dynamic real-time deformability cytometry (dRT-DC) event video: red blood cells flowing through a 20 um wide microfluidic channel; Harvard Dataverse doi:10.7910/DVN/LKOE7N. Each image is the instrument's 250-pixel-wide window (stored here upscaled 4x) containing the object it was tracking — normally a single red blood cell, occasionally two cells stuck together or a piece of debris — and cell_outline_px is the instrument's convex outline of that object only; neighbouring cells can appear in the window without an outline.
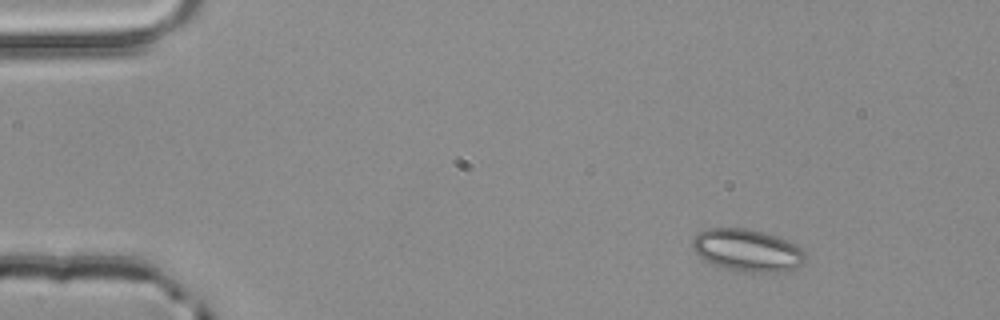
{"species": "common noctule bat (a hibernating species)", "species_latin": "Nyctalus noctula", "temperature_condition": "room temperature", "stored_images_in_passage": 3, "camera_frame_rate_fps": 3000, "um_per_image_px": 0.085, "animal": {"sex": "male", "body_mass_g": 20.4}, "frame": {"image": 1, "passage_image": 1, "time_ms": 0.0, "image_size_px": [1000, 320], "cell_outline_px": [[804, 264], [796, 268], [776, 272], [764, 272], [724, 268], [704, 260], [692, 248], [692, 240], [704, 228], [744, 228], [764, 232], [776, 236], [800, 248], [804, 252]], "centroid_in_image_um": [63.5, 21.26], "position_along_channel_um": 21.5, "area_um2": 27.28}}
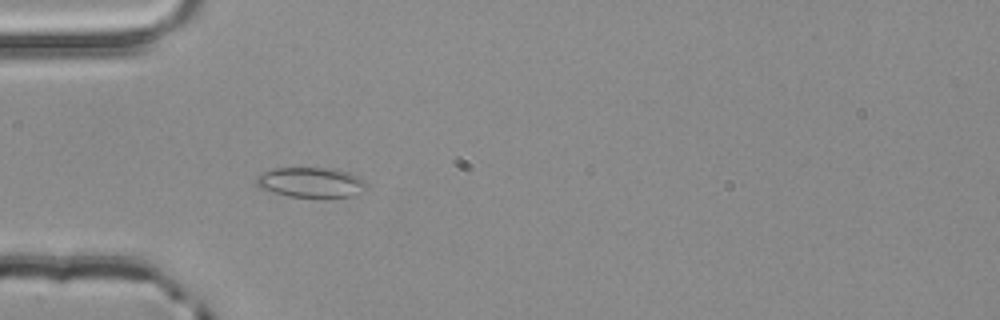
{"frame": {"image": 2, "passage_image": 3, "time_ms": 0.667, "image_size_px": [1000, 320], "cell_outline_px": [[368, 188], [352, 196], [288, 196], [272, 192], [260, 188], [256, 184], [256, 176], [272, 168], [324, 168], [348, 172], [364, 180], [368, 184]], "centroid_in_image_um": [26.41, 15.49], "position_along_channel_um": 58.6, "area_um2": 19.02}}